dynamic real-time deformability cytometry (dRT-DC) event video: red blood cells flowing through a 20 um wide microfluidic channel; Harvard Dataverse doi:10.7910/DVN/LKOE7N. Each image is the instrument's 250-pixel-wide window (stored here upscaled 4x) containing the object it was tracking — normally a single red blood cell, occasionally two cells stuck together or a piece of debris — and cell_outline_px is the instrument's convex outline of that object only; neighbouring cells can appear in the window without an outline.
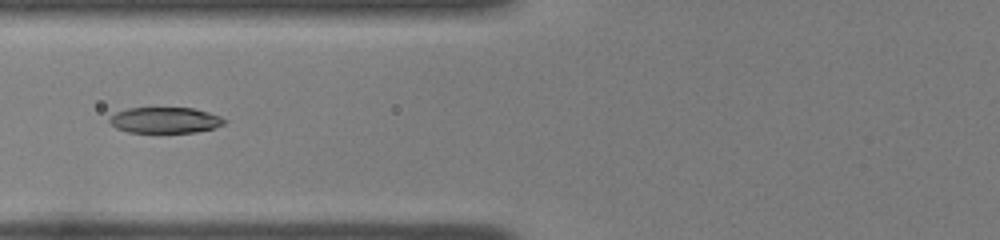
{"species": "common noctule bat (a hibernating species)", "species_latin": "Nyctalus noctula", "temperature_condition": "room temperature", "stored_images_in_passage": 40, "camera_frame_rate_fps": 3000, "um_per_image_px": 0.085, "animal": {"sex": "female", "body_mass_g": 22.0, "forearm_length_mm": 56.7}, "frame": {"image": 1, "passage_image": 11, "time_ms": 3.333, "image_size_px": [1000, 240], "cell_outline_px": [[228, 120], [224, 124], [216, 128], [196, 132], [128, 132], [116, 128], [108, 120], [116, 112], [128, 108], [192, 108], [208, 112], [220, 116]], "centroid_in_image_um": [14.07, 10.21], "position_along_channel_um": 111.7, "area_um2": 17.28}}
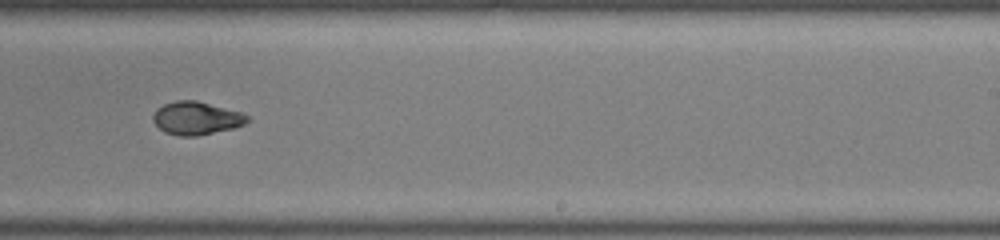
{"frame": {"image": 2, "passage_image": 23, "time_ms": 7.333, "image_size_px": [1000, 240], "cell_outline_px": [[252, 120], [244, 124], [232, 128], [196, 136], [180, 136], [164, 132], [152, 120], [152, 116], [156, 108], [164, 104], [176, 100], [196, 100], [240, 112], [248, 116]], "centroid_in_image_um": [16.67, 10.04], "position_along_channel_um": 272.3, "area_um2": 18.09}}
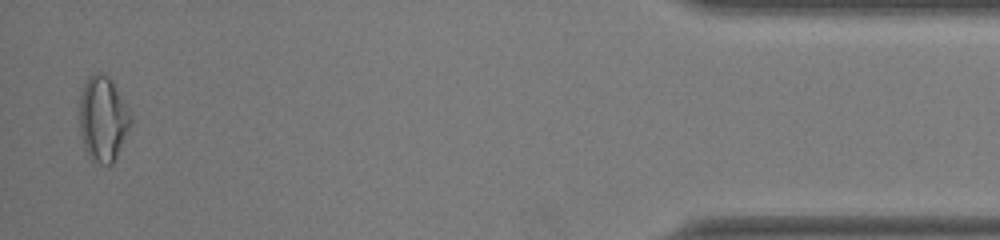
{"frame": {"image": 3, "passage_image": 39, "time_ms": 12.667, "image_size_px": [1000, 240], "cell_outline_px": [[132, 124], [112, 164], [100, 164], [92, 160], [84, 148], [80, 132], [80, 92], [84, 80], [88, 76], [96, 72], [100, 72], [108, 76], [128, 108], [132, 116]], "centroid_in_image_um": [8.74, 10.08], "position_along_channel_um": 426.5, "area_um2": 25.43}, "authors_computed_cell_mechanics": {"area_um2": 18.207, "velocity_mm_per_s": 4.0212, "shape_relaxation_time_tau1_ms": 3.954, "shape_relaxation_time_tau2_ms": 1.1996, "deformation_change_tau1": 0.1973, "deformation_change_tau2": 0.0516}}